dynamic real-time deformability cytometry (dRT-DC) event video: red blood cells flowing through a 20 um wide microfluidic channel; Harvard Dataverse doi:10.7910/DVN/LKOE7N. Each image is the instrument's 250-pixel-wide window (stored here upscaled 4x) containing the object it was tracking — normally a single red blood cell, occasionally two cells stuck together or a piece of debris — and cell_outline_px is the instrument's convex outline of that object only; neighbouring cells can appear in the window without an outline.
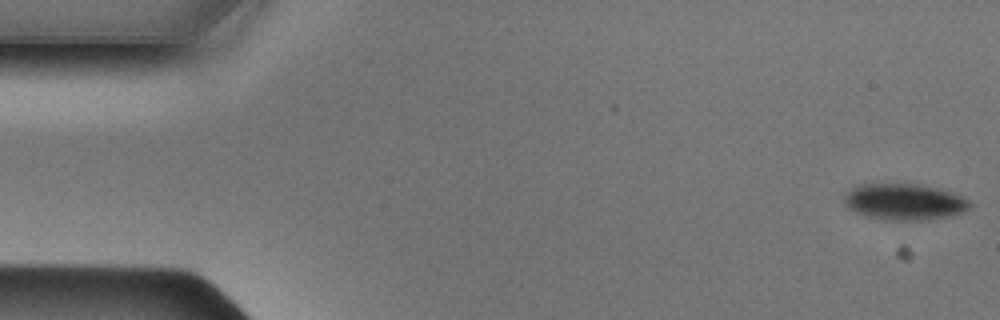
{"species": "Egyptian fruit bat (a non-hibernating species)", "species_latin": "Rousettus aegyptiacus", "temperature_condition": "cold", "stored_images_in_passage": 48, "camera_frame_rate_fps": 3000, "um_per_image_px": 0.085, "animal": {"sex": "male"}, "frame": {"image": 1, "passage_image": 1, "time_ms": 0.0, "image_size_px": [1000, 320], "cell_outline_px": [[972, 208], [964, 212], [948, 216], [924, 220], [892, 220], [868, 216], [856, 212], [848, 208], [844, 204], [844, 196], [856, 184], [916, 184], [936, 188], [952, 192], [964, 196], [972, 204]], "centroid_in_image_um": [76.9, 17.15], "position_along_channel_um": 8.1, "area_um2": 26.53}}
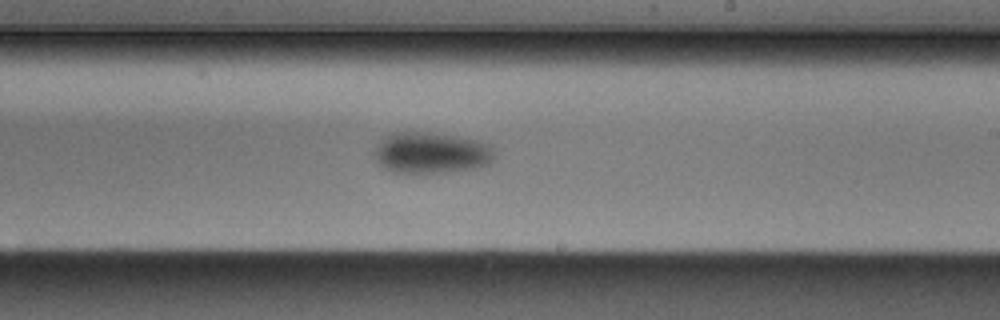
{"frame": {"image": 2, "passage_image": 28, "time_ms": 9.0, "image_size_px": [1000, 320], "cell_outline_px": [[492, 160], [488, 164], [480, 168], [448, 172], [396, 172], [384, 168], [376, 160], [372, 152], [380, 140], [392, 132], [424, 132], [456, 136], [476, 140], [488, 144], [492, 148]], "centroid_in_image_um": [36.62, 12.99], "position_along_channel_um": 252.4, "area_um2": 28.73}}
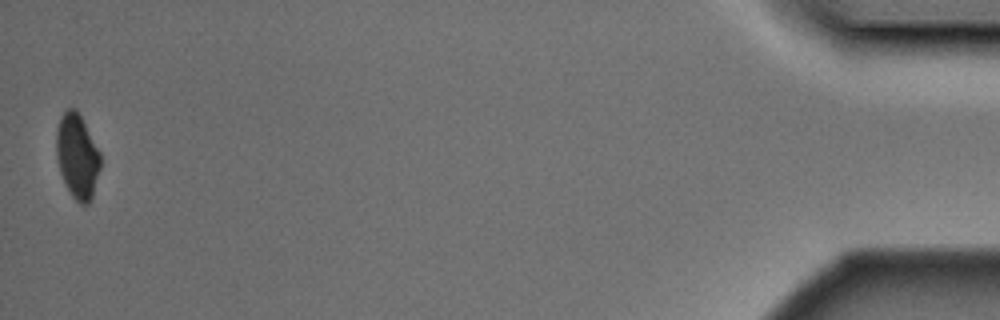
{"frame": {"image": 3, "passage_image": 48, "time_ms": 15.667, "image_size_px": [1000, 320], "cell_outline_px": [[100, 168], [92, 196], [88, 204], [80, 204], [72, 196], [60, 172], [56, 156], [56, 132], [60, 116], [68, 108], [76, 108], [100, 152]], "centroid_in_image_um": [6.56, 13.26], "position_along_channel_um": 428.6, "area_um2": 21.5}}